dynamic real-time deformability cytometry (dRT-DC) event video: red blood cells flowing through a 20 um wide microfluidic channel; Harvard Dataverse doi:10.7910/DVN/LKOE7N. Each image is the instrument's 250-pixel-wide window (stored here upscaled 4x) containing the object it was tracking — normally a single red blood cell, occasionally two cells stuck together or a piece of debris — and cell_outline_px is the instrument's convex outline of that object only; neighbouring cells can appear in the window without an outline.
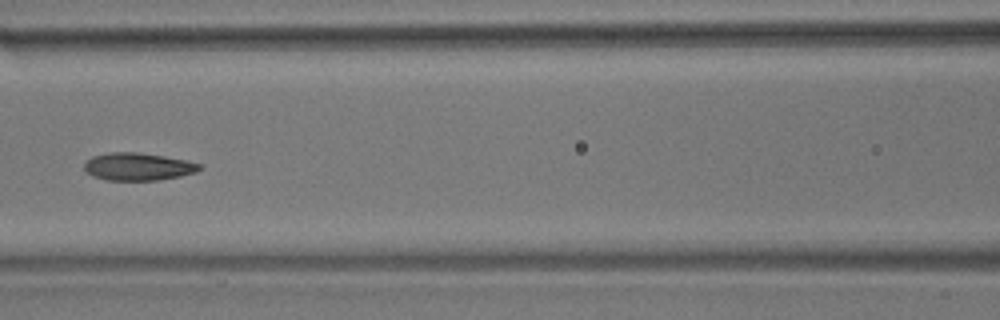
{"species": "common noctule bat (a hibernating species)", "species_latin": "Nyctalus noctula", "temperature_condition": "room temperature", "stored_images_in_passage": 9, "camera_frame_rate_fps": 3000, "um_per_image_px": 0.085, "animal": {"sex": "male", "body_mass_g": 17.9}, "frame": {"image": 1, "passage_image": 6, "time_ms": 6.0, "image_size_px": [1000, 320], "cell_outline_px": [[204, 168], [196, 172], [180, 176], [160, 180], [104, 180], [92, 176], [84, 168], [84, 160], [92, 156], [108, 152], [136, 152], [164, 156], [188, 160], [200, 164]], "centroid_in_image_um": [11.73, 14.16], "position_along_channel_um": 154.9, "area_um2": 18.79}}
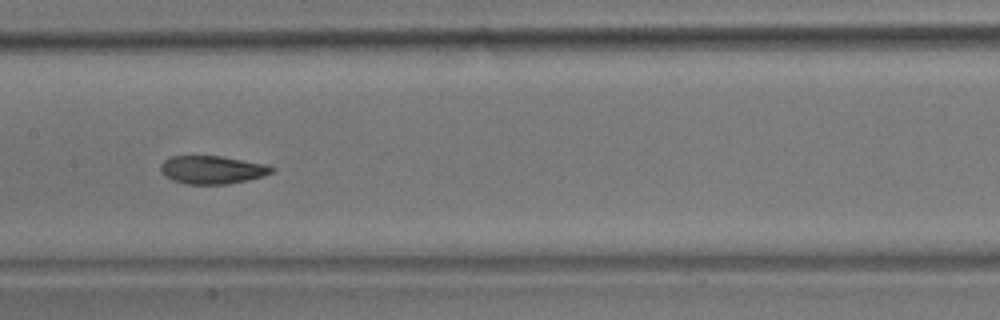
{"frame": {"image": 2, "passage_image": 7, "time_ms": 7.0, "image_size_px": [1000, 320], "cell_outline_px": [[276, 168], [272, 172], [264, 176], [248, 180], [228, 184], [188, 184], [172, 180], [164, 176], [160, 172], [160, 164], [164, 160], [172, 156], [220, 156], [268, 164]], "centroid_in_image_um": [18.04, 14.43], "position_along_channel_um": 189.4, "area_um2": 18.38}}